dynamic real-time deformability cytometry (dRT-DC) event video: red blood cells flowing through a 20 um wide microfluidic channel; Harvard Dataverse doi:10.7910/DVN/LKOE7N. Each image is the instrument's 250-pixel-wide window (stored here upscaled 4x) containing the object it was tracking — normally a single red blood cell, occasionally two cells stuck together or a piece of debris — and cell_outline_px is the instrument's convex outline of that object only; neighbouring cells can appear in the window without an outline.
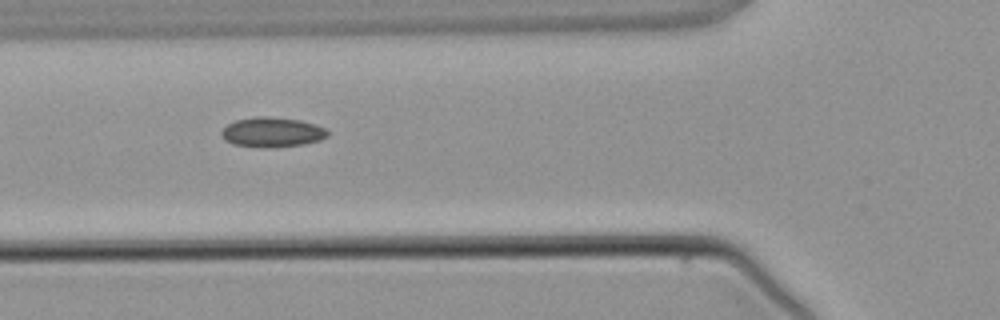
{"species": "common noctule bat (a hibernating species)", "species_latin": "Nyctalus noctula", "temperature_condition": "warm", "stored_images_in_passage": 5, "camera_frame_rate_fps": 3000, "um_per_image_px": 0.085, "animal": {"sex": "male", "body_mass_g": 21.5, "forearm_length_mm": 52.0}, "frame": {"image": 1, "passage_image": 4, "time_ms": 4.667, "image_size_px": [1000, 320], "cell_outline_px": [[328, 136], [320, 140], [304, 144], [268, 148], [264, 148], [232, 144], [224, 140], [220, 132], [228, 124], [236, 120], [256, 116], [268, 116], [300, 120], [324, 128], [328, 132]], "centroid_in_image_um": [23.1, 11.24], "position_along_channel_um": 102.7, "area_um2": 18.44}}
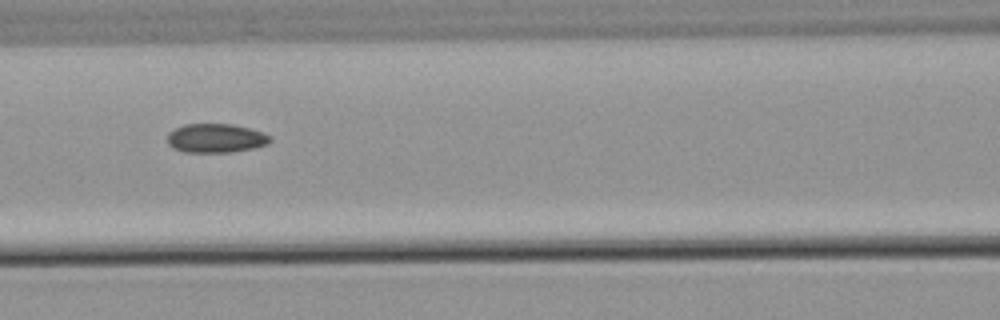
{"frame": {"image": 2, "passage_image": 5, "time_ms": 5.667, "image_size_px": [1000, 320], "cell_outline_px": [[272, 140], [268, 144], [252, 148], [232, 152], [184, 152], [172, 148], [168, 144], [168, 132], [184, 124], [232, 124], [248, 128], [260, 132], [268, 136]], "centroid_in_image_um": [18.3, 11.75], "position_along_channel_um": 148.3, "area_um2": 17.22}}